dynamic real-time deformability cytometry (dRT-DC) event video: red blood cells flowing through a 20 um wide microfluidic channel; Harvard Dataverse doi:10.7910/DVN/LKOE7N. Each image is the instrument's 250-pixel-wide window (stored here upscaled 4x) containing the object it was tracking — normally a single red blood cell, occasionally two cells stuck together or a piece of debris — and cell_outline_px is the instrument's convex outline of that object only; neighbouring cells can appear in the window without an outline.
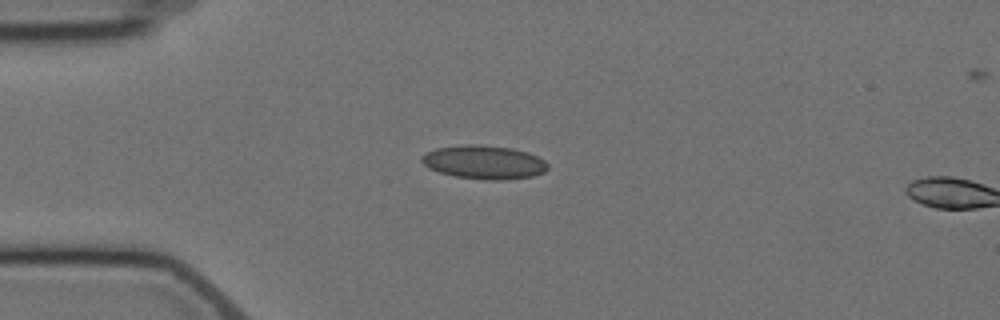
{"species": "Egyptian fruit bat (a non-hibernating species)", "species_latin": "Rousettus aegyptiacus", "temperature_condition": "cold", "stored_images_in_passage": 3, "camera_frame_rate_fps": 3000, "um_per_image_px": 0.085, "animal": {"sex": "female"}, "frame": {"image": 1, "passage_image": 2, "time_ms": 1.333, "image_size_px": [1000, 320], "cell_outline_px": [[548, 168], [544, 172], [532, 176], [504, 180], [484, 180], [456, 176], [440, 172], [428, 168], [420, 160], [420, 156], [436, 148], [468, 144], [480, 144], [512, 148], [528, 152], [544, 160], [548, 164]], "centroid_in_image_um": [41.15, 13.78], "position_along_channel_um": 43.9, "area_um2": 24.74}}